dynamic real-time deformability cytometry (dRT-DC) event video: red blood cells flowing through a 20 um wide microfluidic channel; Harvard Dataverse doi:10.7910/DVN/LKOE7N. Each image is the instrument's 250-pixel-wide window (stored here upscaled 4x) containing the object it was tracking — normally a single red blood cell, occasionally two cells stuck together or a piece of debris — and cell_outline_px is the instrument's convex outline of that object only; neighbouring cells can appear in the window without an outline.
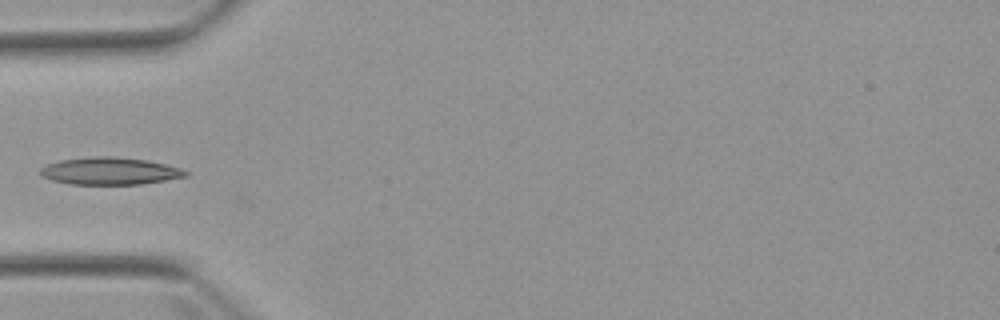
{"species": "Egyptian fruit bat (a non-hibernating species)", "species_latin": "Rousettus aegyptiacus", "temperature_condition": "warm", "stored_images_in_passage": 3, "camera_frame_rate_fps": 3000, "um_per_image_px": 0.085, "animal": {"sex": "female"}, "frame": {"image": 1, "passage_image": 3, "time_ms": 2.333, "image_size_px": [1000, 320], "cell_outline_px": [[188, 176], [140, 184], [72, 184], [52, 180], [40, 176], [36, 172], [40, 168], [48, 164], [60, 160], [92, 156], [112, 156], [148, 160], [180, 168], [188, 172]], "centroid_in_image_um": [9.28, 14.53], "position_along_channel_um": 75.7, "area_um2": 23.12}}